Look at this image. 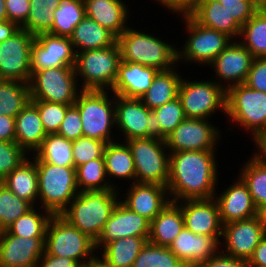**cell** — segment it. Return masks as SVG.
I'll list each match as a JSON object with an SVG mask.
<instances>
[{"label": "cell", "mask_w": 266, "mask_h": 267, "mask_svg": "<svg viewBox=\"0 0 266 267\" xmlns=\"http://www.w3.org/2000/svg\"><path fill=\"white\" fill-rule=\"evenodd\" d=\"M109 91L82 90L73 104L79 111L83 136L114 142L112 128L116 125L115 94ZM114 100V101H113Z\"/></svg>", "instance_id": "obj_6"}, {"label": "cell", "mask_w": 266, "mask_h": 267, "mask_svg": "<svg viewBox=\"0 0 266 267\" xmlns=\"http://www.w3.org/2000/svg\"><path fill=\"white\" fill-rule=\"evenodd\" d=\"M37 207H33L27 213L19 217L5 230L9 234L28 238H45L47 226L53 214L44 209L36 211Z\"/></svg>", "instance_id": "obj_40"}, {"label": "cell", "mask_w": 266, "mask_h": 267, "mask_svg": "<svg viewBox=\"0 0 266 267\" xmlns=\"http://www.w3.org/2000/svg\"><path fill=\"white\" fill-rule=\"evenodd\" d=\"M220 3L241 27L259 10L253 0H230Z\"/></svg>", "instance_id": "obj_49"}, {"label": "cell", "mask_w": 266, "mask_h": 267, "mask_svg": "<svg viewBox=\"0 0 266 267\" xmlns=\"http://www.w3.org/2000/svg\"><path fill=\"white\" fill-rule=\"evenodd\" d=\"M265 235L266 231L257 215L229 222L222 226L221 237L224 242H220V251L236 259L248 261Z\"/></svg>", "instance_id": "obj_16"}, {"label": "cell", "mask_w": 266, "mask_h": 267, "mask_svg": "<svg viewBox=\"0 0 266 267\" xmlns=\"http://www.w3.org/2000/svg\"><path fill=\"white\" fill-rule=\"evenodd\" d=\"M188 80L182 77L178 90L186 118L210 119L220 110L226 114L227 90L224 87L214 79L204 82Z\"/></svg>", "instance_id": "obj_11"}, {"label": "cell", "mask_w": 266, "mask_h": 267, "mask_svg": "<svg viewBox=\"0 0 266 267\" xmlns=\"http://www.w3.org/2000/svg\"><path fill=\"white\" fill-rule=\"evenodd\" d=\"M73 141L54 133L47 134L41 147L33 154L36 162H46L57 166L74 167L72 155Z\"/></svg>", "instance_id": "obj_35"}, {"label": "cell", "mask_w": 266, "mask_h": 267, "mask_svg": "<svg viewBox=\"0 0 266 267\" xmlns=\"http://www.w3.org/2000/svg\"><path fill=\"white\" fill-rule=\"evenodd\" d=\"M78 81L74 67H55L36 71L29 82L30 98L73 105L82 91Z\"/></svg>", "instance_id": "obj_12"}, {"label": "cell", "mask_w": 266, "mask_h": 267, "mask_svg": "<svg viewBox=\"0 0 266 267\" xmlns=\"http://www.w3.org/2000/svg\"><path fill=\"white\" fill-rule=\"evenodd\" d=\"M33 207L0 182V225L4 230Z\"/></svg>", "instance_id": "obj_44"}, {"label": "cell", "mask_w": 266, "mask_h": 267, "mask_svg": "<svg viewBox=\"0 0 266 267\" xmlns=\"http://www.w3.org/2000/svg\"><path fill=\"white\" fill-rule=\"evenodd\" d=\"M221 130L209 119L185 118L166 138L169 152L215 150Z\"/></svg>", "instance_id": "obj_15"}, {"label": "cell", "mask_w": 266, "mask_h": 267, "mask_svg": "<svg viewBox=\"0 0 266 267\" xmlns=\"http://www.w3.org/2000/svg\"><path fill=\"white\" fill-rule=\"evenodd\" d=\"M16 129L15 118L0 115V141L15 142Z\"/></svg>", "instance_id": "obj_56"}, {"label": "cell", "mask_w": 266, "mask_h": 267, "mask_svg": "<svg viewBox=\"0 0 266 267\" xmlns=\"http://www.w3.org/2000/svg\"><path fill=\"white\" fill-rule=\"evenodd\" d=\"M57 134L71 141L83 136L81 116L74 105L67 110Z\"/></svg>", "instance_id": "obj_50"}, {"label": "cell", "mask_w": 266, "mask_h": 267, "mask_svg": "<svg viewBox=\"0 0 266 267\" xmlns=\"http://www.w3.org/2000/svg\"><path fill=\"white\" fill-rule=\"evenodd\" d=\"M116 139L117 141L106 144L103 157L108 181L114 189L119 190L112 179L116 177L123 181L124 179H128L129 181L133 180L131 183H136V171L129 145L126 142H118L117 137Z\"/></svg>", "instance_id": "obj_30"}, {"label": "cell", "mask_w": 266, "mask_h": 267, "mask_svg": "<svg viewBox=\"0 0 266 267\" xmlns=\"http://www.w3.org/2000/svg\"><path fill=\"white\" fill-rule=\"evenodd\" d=\"M197 23L239 39L241 26L234 20L221 3L213 0H201L189 14Z\"/></svg>", "instance_id": "obj_29"}, {"label": "cell", "mask_w": 266, "mask_h": 267, "mask_svg": "<svg viewBox=\"0 0 266 267\" xmlns=\"http://www.w3.org/2000/svg\"><path fill=\"white\" fill-rule=\"evenodd\" d=\"M256 144V151L255 154L261 161H263L266 164V140H253Z\"/></svg>", "instance_id": "obj_59"}, {"label": "cell", "mask_w": 266, "mask_h": 267, "mask_svg": "<svg viewBox=\"0 0 266 267\" xmlns=\"http://www.w3.org/2000/svg\"><path fill=\"white\" fill-rule=\"evenodd\" d=\"M15 142L29 155L41 147L47 136L38 108L30 101L15 117Z\"/></svg>", "instance_id": "obj_27"}, {"label": "cell", "mask_w": 266, "mask_h": 267, "mask_svg": "<svg viewBox=\"0 0 266 267\" xmlns=\"http://www.w3.org/2000/svg\"><path fill=\"white\" fill-rule=\"evenodd\" d=\"M159 135L165 139L186 117L180 99L165 103L152 110Z\"/></svg>", "instance_id": "obj_45"}, {"label": "cell", "mask_w": 266, "mask_h": 267, "mask_svg": "<svg viewBox=\"0 0 266 267\" xmlns=\"http://www.w3.org/2000/svg\"><path fill=\"white\" fill-rule=\"evenodd\" d=\"M76 52L70 37L49 33L35 35L31 48V74L55 67H74Z\"/></svg>", "instance_id": "obj_17"}, {"label": "cell", "mask_w": 266, "mask_h": 267, "mask_svg": "<svg viewBox=\"0 0 266 267\" xmlns=\"http://www.w3.org/2000/svg\"><path fill=\"white\" fill-rule=\"evenodd\" d=\"M61 0H30V10L22 29L37 35L47 33L54 20L53 11Z\"/></svg>", "instance_id": "obj_42"}, {"label": "cell", "mask_w": 266, "mask_h": 267, "mask_svg": "<svg viewBox=\"0 0 266 267\" xmlns=\"http://www.w3.org/2000/svg\"><path fill=\"white\" fill-rule=\"evenodd\" d=\"M213 1L220 3L221 1H230V0H213Z\"/></svg>", "instance_id": "obj_67"}, {"label": "cell", "mask_w": 266, "mask_h": 267, "mask_svg": "<svg viewBox=\"0 0 266 267\" xmlns=\"http://www.w3.org/2000/svg\"><path fill=\"white\" fill-rule=\"evenodd\" d=\"M28 157L16 142L0 141V182Z\"/></svg>", "instance_id": "obj_48"}, {"label": "cell", "mask_w": 266, "mask_h": 267, "mask_svg": "<svg viewBox=\"0 0 266 267\" xmlns=\"http://www.w3.org/2000/svg\"><path fill=\"white\" fill-rule=\"evenodd\" d=\"M105 146V142L86 136L74 140L72 146L74 167L76 168L93 159L102 158Z\"/></svg>", "instance_id": "obj_47"}, {"label": "cell", "mask_w": 266, "mask_h": 267, "mask_svg": "<svg viewBox=\"0 0 266 267\" xmlns=\"http://www.w3.org/2000/svg\"><path fill=\"white\" fill-rule=\"evenodd\" d=\"M238 41L251 52L254 58H266V10L265 9H259L241 27V32Z\"/></svg>", "instance_id": "obj_38"}, {"label": "cell", "mask_w": 266, "mask_h": 267, "mask_svg": "<svg viewBox=\"0 0 266 267\" xmlns=\"http://www.w3.org/2000/svg\"><path fill=\"white\" fill-rule=\"evenodd\" d=\"M253 140H266V125L264 129Z\"/></svg>", "instance_id": "obj_64"}, {"label": "cell", "mask_w": 266, "mask_h": 267, "mask_svg": "<svg viewBox=\"0 0 266 267\" xmlns=\"http://www.w3.org/2000/svg\"><path fill=\"white\" fill-rule=\"evenodd\" d=\"M176 203L182 210L185 228L197 235L221 238L223 225L215 198L185 199Z\"/></svg>", "instance_id": "obj_20"}, {"label": "cell", "mask_w": 266, "mask_h": 267, "mask_svg": "<svg viewBox=\"0 0 266 267\" xmlns=\"http://www.w3.org/2000/svg\"><path fill=\"white\" fill-rule=\"evenodd\" d=\"M30 101L29 83L0 80V115L15 118Z\"/></svg>", "instance_id": "obj_37"}, {"label": "cell", "mask_w": 266, "mask_h": 267, "mask_svg": "<svg viewBox=\"0 0 266 267\" xmlns=\"http://www.w3.org/2000/svg\"><path fill=\"white\" fill-rule=\"evenodd\" d=\"M118 191H81L60 215L96 242L121 198Z\"/></svg>", "instance_id": "obj_2"}, {"label": "cell", "mask_w": 266, "mask_h": 267, "mask_svg": "<svg viewBox=\"0 0 266 267\" xmlns=\"http://www.w3.org/2000/svg\"><path fill=\"white\" fill-rule=\"evenodd\" d=\"M253 60L251 52L235 40L213 60L209 67L214 69L216 82L227 90L231 86L245 83Z\"/></svg>", "instance_id": "obj_18"}, {"label": "cell", "mask_w": 266, "mask_h": 267, "mask_svg": "<svg viewBox=\"0 0 266 267\" xmlns=\"http://www.w3.org/2000/svg\"><path fill=\"white\" fill-rule=\"evenodd\" d=\"M158 71L154 67L121 61L117 78L110 92L126 98L140 99L151 86Z\"/></svg>", "instance_id": "obj_25"}, {"label": "cell", "mask_w": 266, "mask_h": 267, "mask_svg": "<svg viewBox=\"0 0 266 267\" xmlns=\"http://www.w3.org/2000/svg\"><path fill=\"white\" fill-rule=\"evenodd\" d=\"M120 62L121 50L117 42L108 48L76 53L74 69L77 79L83 80L81 90H112Z\"/></svg>", "instance_id": "obj_5"}, {"label": "cell", "mask_w": 266, "mask_h": 267, "mask_svg": "<svg viewBox=\"0 0 266 267\" xmlns=\"http://www.w3.org/2000/svg\"><path fill=\"white\" fill-rule=\"evenodd\" d=\"M144 237H124L108 243L101 251V258L112 267H132L135 259L146 245Z\"/></svg>", "instance_id": "obj_34"}, {"label": "cell", "mask_w": 266, "mask_h": 267, "mask_svg": "<svg viewBox=\"0 0 266 267\" xmlns=\"http://www.w3.org/2000/svg\"><path fill=\"white\" fill-rule=\"evenodd\" d=\"M79 192L96 190H116L109 183L105 171L104 157L90 160L75 168Z\"/></svg>", "instance_id": "obj_41"}, {"label": "cell", "mask_w": 266, "mask_h": 267, "mask_svg": "<svg viewBox=\"0 0 266 267\" xmlns=\"http://www.w3.org/2000/svg\"><path fill=\"white\" fill-rule=\"evenodd\" d=\"M219 241V237L197 235L184 227L169 249L187 267H199L219 251Z\"/></svg>", "instance_id": "obj_22"}, {"label": "cell", "mask_w": 266, "mask_h": 267, "mask_svg": "<svg viewBox=\"0 0 266 267\" xmlns=\"http://www.w3.org/2000/svg\"><path fill=\"white\" fill-rule=\"evenodd\" d=\"M253 2L258 9L266 10V0H253Z\"/></svg>", "instance_id": "obj_63"}, {"label": "cell", "mask_w": 266, "mask_h": 267, "mask_svg": "<svg viewBox=\"0 0 266 267\" xmlns=\"http://www.w3.org/2000/svg\"><path fill=\"white\" fill-rule=\"evenodd\" d=\"M131 150L136 183L167 186L170 175V152L165 139L134 138L125 141Z\"/></svg>", "instance_id": "obj_8"}, {"label": "cell", "mask_w": 266, "mask_h": 267, "mask_svg": "<svg viewBox=\"0 0 266 267\" xmlns=\"http://www.w3.org/2000/svg\"><path fill=\"white\" fill-rule=\"evenodd\" d=\"M181 18L185 20V30L189 36L182 50L177 49V63L191 62L209 66L233 41L228 34L202 26L190 15H183Z\"/></svg>", "instance_id": "obj_10"}, {"label": "cell", "mask_w": 266, "mask_h": 267, "mask_svg": "<svg viewBox=\"0 0 266 267\" xmlns=\"http://www.w3.org/2000/svg\"><path fill=\"white\" fill-rule=\"evenodd\" d=\"M30 159L24 160L1 183L19 198L35 206L38 201V171L36 161L33 158Z\"/></svg>", "instance_id": "obj_32"}, {"label": "cell", "mask_w": 266, "mask_h": 267, "mask_svg": "<svg viewBox=\"0 0 266 267\" xmlns=\"http://www.w3.org/2000/svg\"><path fill=\"white\" fill-rule=\"evenodd\" d=\"M5 7L8 20L22 28L29 14L30 0H5Z\"/></svg>", "instance_id": "obj_52"}, {"label": "cell", "mask_w": 266, "mask_h": 267, "mask_svg": "<svg viewBox=\"0 0 266 267\" xmlns=\"http://www.w3.org/2000/svg\"><path fill=\"white\" fill-rule=\"evenodd\" d=\"M123 200L120 201L131 211L151 222L169 204L167 186L148 183H132Z\"/></svg>", "instance_id": "obj_23"}, {"label": "cell", "mask_w": 266, "mask_h": 267, "mask_svg": "<svg viewBox=\"0 0 266 267\" xmlns=\"http://www.w3.org/2000/svg\"><path fill=\"white\" fill-rule=\"evenodd\" d=\"M84 267H112L107 262L103 260V258L98 256H94Z\"/></svg>", "instance_id": "obj_60"}, {"label": "cell", "mask_w": 266, "mask_h": 267, "mask_svg": "<svg viewBox=\"0 0 266 267\" xmlns=\"http://www.w3.org/2000/svg\"><path fill=\"white\" fill-rule=\"evenodd\" d=\"M132 267H187L168 247L147 242Z\"/></svg>", "instance_id": "obj_43"}, {"label": "cell", "mask_w": 266, "mask_h": 267, "mask_svg": "<svg viewBox=\"0 0 266 267\" xmlns=\"http://www.w3.org/2000/svg\"><path fill=\"white\" fill-rule=\"evenodd\" d=\"M35 267H83L77 261L61 256L43 254Z\"/></svg>", "instance_id": "obj_55"}, {"label": "cell", "mask_w": 266, "mask_h": 267, "mask_svg": "<svg viewBox=\"0 0 266 267\" xmlns=\"http://www.w3.org/2000/svg\"><path fill=\"white\" fill-rule=\"evenodd\" d=\"M20 29L21 28L17 24L9 20L0 21V43L12 37Z\"/></svg>", "instance_id": "obj_58"}, {"label": "cell", "mask_w": 266, "mask_h": 267, "mask_svg": "<svg viewBox=\"0 0 266 267\" xmlns=\"http://www.w3.org/2000/svg\"><path fill=\"white\" fill-rule=\"evenodd\" d=\"M94 252L92 239L61 215L52 216L45 235L44 254L67 257L84 267L95 256Z\"/></svg>", "instance_id": "obj_7"}, {"label": "cell", "mask_w": 266, "mask_h": 267, "mask_svg": "<svg viewBox=\"0 0 266 267\" xmlns=\"http://www.w3.org/2000/svg\"><path fill=\"white\" fill-rule=\"evenodd\" d=\"M184 219L180 206L173 201L150 222L151 244L168 247L184 228Z\"/></svg>", "instance_id": "obj_28"}, {"label": "cell", "mask_w": 266, "mask_h": 267, "mask_svg": "<svg viewBox=\"0 0 266 267\" xmlns=\"http://www.w3.org/2000/svg\"><path fill=\"white\" fill-rule=\"evenodd\" d=\"M248 262L261 267H266V235L254 249V252Z\"/></svg>", "instance_id": "obj_57"}, {"label": "cell", "mask_w": 266, "mask_h": 267, "mask_svg": "<svg viewBox=\"0 0 266 267\" xmlns=\"http://www.w3.org/2000/svg\"><path fill=\"white\" fill-rule=\"evenodd\" d=\"M165 41L153 34L128 27L117 38L121 61L154 67L159 71L176 67L178 48Z\"/></svg>", "instance_id": "obj_3"}, {"label": "cell", "mask_w": 266, "mask_h": 267, "mask_svg": "<svg viewBox=\"0 0 266 267\" xmlns=\"http://www.w3.org/2000/svg\"><path fill=\"white\" fill-rule=\"evenodd\" d=\"M45 238H26L9 234L0 236V267H35L44 254Z\"/></svg>", "instance_id": "obj_21"}, {"label": "cell", "mask_w": 266, "mask_h": 267, "mask_svg": "<svg viewBox=\"0 0 266 267\" xmlns=\"http://www.w3.org/2000/svg\"><path fill=\"white\" fill-rule=\"evenodd\" d=\"M149 235L150 222L131 211L119 200L95 242V250H102L108 243L124 237L137 236L148 240Z\"/></svg>", "instance_id": "obj_19"}, {"label": "cell", "mask_w": 266, "mask_h": 267, "mask_svg": "<svg viewBox=\"0 0 266 267\" xmlns=\"http://www.w3.org/2000/svg\"><path fill=\"white\" fill-rule=\"evenodd\" d=\"M38 199L42 210L60 215L78 195L75 167L36 162Z\"/></svg>", "instance_id": "obj_4"}, {"label": "cell", "mask_w": 266, "mask_h": 267, "mask_svg": "<svg viewBox=\"0 0 266 267\" xmlns=\"http://www.w3.org/2000/svg\"><path fill=\"white\" fill-rule=\"evenodd\" d=\"M176 69L172 67L168 70L158 71L151 86L140 98L151 111L178 97L182 76Z\"/></svg>", "instance_id": "obj_33"}, {"label": "cell", "mask_w": 266, "mask_h": 267, "mask_svg": "<svg viewBox=\"0 0 266 267\" xmlns=\"http://www.w3.org/2000/svg\"><path fill=\"white\" fill-rule=\"evenodd\" d=\"M8 15L5 7V0H0V21H7Z\"/></svg>", "instance_id": "obj_62"}, {"label": "cell", "mask_w": 266, "mask_h": 267, "mask_svg": "<svg viewBox=\"0 0 266 267\" xmlns=\"http://www.w3.org/2000/svg\"><path fill=\"white\" fill-rule=\"evenodd\" d=\"M31 102L38 108L46 134L58 132L67 110L72 106L42 100H31Z\"/></svg>", "instance_id": "obj_46"}, {"label": "cell", "mask_w": 266, "mask_h": 267, "mask_svg": "<svg viewBox=\"0 0 266 267\" xmlns=\"http://www.w3.org/2000/svg\"><path fill=\"white\" fill-rule=\"evenodd\" d=\"M53 15V25L47 33L70 37L85 16L84 1L61 0L60 5L53 11Z\"/></svg>", "instance_id": "obj_36"}, {"label": "cell", "mask_w": 266, "mask_h": 267, "mask_svg": "<svg viewBox=\"0 0 266 267\" xmlns=\"http://www.w3.org/2000/svg\"><path fill=\"white\" fill-rule=\"evenodd\" d=\"M116 129L124 140L153 137L163 139L157 130L153 112L140 99L115 95Z\"/></svg>", "instance_id": "obj_14"}, {"label": "cell", "mask_w": 266, "mask_h": 267, "mask_svg": "<svg viewBox=\"0 0 266 267\" xmlns=\"http://www.w3.org/2000/svg\"><path fill=\"white\" fill-rule=\"evenodd\" d=\"M85 15L102 27L108 29L117 38L129 27L128 6L123 0H83ZM129 13V14H128Z\"/></svg>", "instance_id": "obj_26"}, {"label": "cell", "mask_w": 266, "mask_h": 267, "mask_svg": "<svg viewBox=\"0 0 266 267\" xmlns=\"http://www.w3.org/2000/svg\"><path fill=\"white\" fill-rule=\"evenodd\" d=\"M224 192L215 194L219 206L220 221L222 225L229 222L245 220L257 215L255 206L248 187L239 177L236 178ZM219 196V197H218Z\"/></svg>", "instance_id": "obj_24"}, {"label": "cell", "mask_w": 266, "mask_h": 267, "mask_svg": "<svg viewBox=\"0 0 266 267\" xmlns=\"http://www.w3.org/2000/svg\"><path fill=\"white\" fill-rule=\"evenodd\" d=\"M34 40V34L21 28L0 43V80L30 82L31 48Z\"/></svg>", "instance_id": "obj_13"}, {"label": "cell", "mask_w": 266, "mask_h": 267, "mask_svg": "<svg viewBox=\"0 0 266 267\" xmlns=\"http://www.w3.org/2000/svg\"><path fill=\"white\" fill-rule=\"evenodd\" d=\"M225 116L251 132L254 139L266 125V93L244 83L231 86L227 89Z\"/></svg>", "instance_id": "obj_9"}, {"label": "cell", "mask_w": 266, "mask_h": 267, "mask_svg": "<svg viewBox=\"0 0 266 267\" xmlns=\"http://www.w3.org/2000/svg\"><path fill=\"white\" fill-rule=\"evenodd\" d=\"M70 39L76 53L108 48L117 42V37L112 32L86 15L75 27Z\"/></svg>", "instance_id": "obj_31"}, {"label": "cell", "mask_w": 266, "mask_h": 267, "mask_svg": "<svg viewBox=\"0 0 266 267\" xmlns=\"http://www.w3.org/2000/svg\"><path fill=\"white\" fill-rule=\"evenodd\" d=\"M240 169L239 177L248 187L257 208L266 204V164L255 154Z\"/></svg>", "instance_id": "obj_39"}, {"label": "cell", "mask_w": 266, "mask_h": 267, "mask_svg": "<svg viewBox=\"0 0 266 267\" xmlns=\"http://www.w3.org/2000/svg\"><path fill=\"white\" fill-rule=\"evenodd\" d=\"M215 152V150L170 152L167 189L171 201L215 197L219 175Z\"/></svg>", "instance_id": "obj_1"}, {"label": "cell", "mask_w": 266, "mask_h": 267, "mask_svg": "<svg viewBox=\"0 0 266 267\" xmlns=\"http://www.w3.org/2000/svg\"><path fill=\"white\" fill-rule=\"evenodd\" d=\"M199 267H246V261L226 255L219 250Z\"/></svg>", "instance_id": "obj_54"}, {"label": "cell", "mask_w": 266, "mask_h": 267, "mask_svg": "<svg viewBox=\"0 0 266 267\" xmlns=\"http://www.w3.org/2000/svg\"><path fill=\"white\" fill-rule=\"evenodd\" d=\"M159 2L165 10L168 9L172 13L183 16L189 15L200 3L201 0H155ZM179 13V14H178Z\"/></svg>", "instance_id": "obj_53"}, {"label": "cell", "mask_w": 266, "mask_h": 267, "mask_svg": "<svg viewBox=\"0 0 266 267\" xmlns=\"http://www.w3.org/2000/svg\"><path fill=\"white\" fill-rule=\"evenodd\" d=\"M4 233L3 227L0 225V236Z\"/></svg>", "instance_id": "obj_66"}, {"label": "cell", "mask_w": 266, "mask_h": 267, "mask_svg": "<svg viewBox=\"0 0 266 267\" xmlns=\"http://www.w3.org/2000/svg\"><path fill=\"white\" fill-rule=\"evenodd\" d=\"M244 84L266 93V58H254Z\"/></svg>", "instance_id": "obj_51"}, {"label": "cell", "mask_w": 266, "mask_h": 267, "mask_svg": "<svg viewBox=\"0 0 266 267\" xmlns=\"http://www.w3.org/2000/svg\"><path fill=\"white\" fill-rule=\"evenodd\" d=\"M246 267H261L252 263H249L248 261H246Z\"/></svg>", "instance_id": "obj_65"}, {"label": "cell", "mask_w": 266, "mask_h": 267, "mask_svg": "<svg viewBox=\"0 0 266 267\" xmlns=\"http://www.w3.org/2000/svg\"><path fill=\"white\" fill-rule=\"evenodd\" d=\"M257 216L260 220V223L263 225L264 230L266 231V204L261 205L257 209Z\"/></svg>", "instance_id": "obj_61"}]
</instances>
